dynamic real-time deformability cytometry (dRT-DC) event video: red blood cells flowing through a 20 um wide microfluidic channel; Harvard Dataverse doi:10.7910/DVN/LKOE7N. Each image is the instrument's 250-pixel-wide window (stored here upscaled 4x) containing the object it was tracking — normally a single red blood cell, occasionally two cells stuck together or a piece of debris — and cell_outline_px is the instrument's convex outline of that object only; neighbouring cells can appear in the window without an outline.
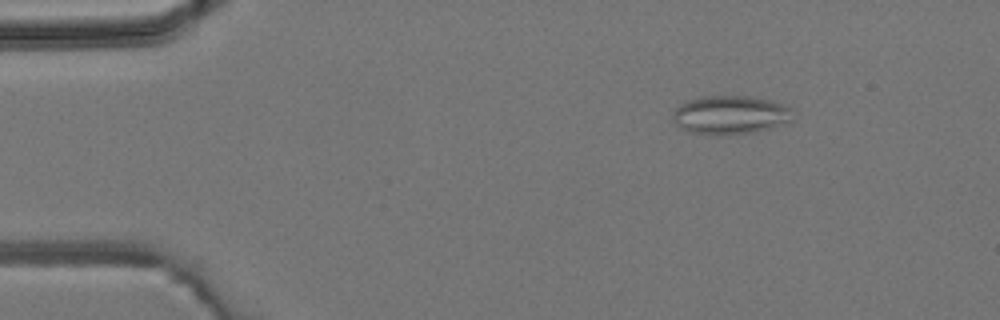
{"species": "common noctule bat (a hibernating species)", "species_latin": "Nyctalus noctula", "temperature_condition": "room temperature", "stored_images_in_passage": 5, "camera_frame_rate_fps": 3000, "um_per_image_px": 0.085, "animal": {"sex": "male", "body_mass_g": 19.2, "forearm_length_mm": 51.8}, "frame": {"image": 1, "passage_image": 5, "time_ms": 5.667, "image_size_px": [1000, 320], "cell_outline_px": [[792, 120], [768, 128], [752, 132], [716, 136], [688, 132], [680, 128], [672, 120], [672, 112], [680, 104], [688, 100], [704, 96], [748, 96], [768, 100], [792, 108]], "centroid_in_image_um": [62.0, 9.78], "position_along_channel_um": 23.0, "area_um2": 26.99}}